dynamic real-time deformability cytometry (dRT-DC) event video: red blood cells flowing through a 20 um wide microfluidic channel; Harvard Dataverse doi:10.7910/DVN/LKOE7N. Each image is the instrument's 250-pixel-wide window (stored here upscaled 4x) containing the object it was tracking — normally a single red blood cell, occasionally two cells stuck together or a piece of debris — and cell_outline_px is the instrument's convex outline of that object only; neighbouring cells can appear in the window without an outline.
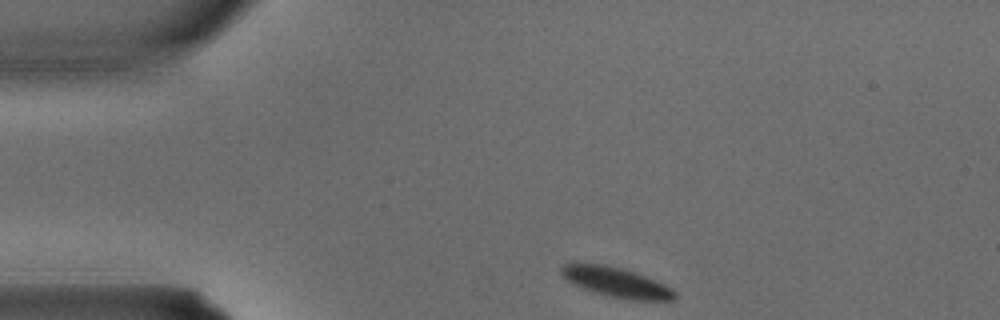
{"species": "common noctule bat (a hibernating species)", "species_latin": "Nyctalus noctula", "temperature_condition": "warm", "stored_images_in_passage": 3, "camera_frame_rate_fps": 3000, "um_per_image_px": 0.085, "animal": {"sex": "male", "body_mass_g": 15.6}, "frame": {"image": 1, "passage_image": 1, "time_ms": 0.0, "image_size_px": [1000, 320], "cell_outline_px": [[676, 300], [632, 300], [612, 296], [596, 292], [572, 284], [560, 272], [560, 268], [564, 264], [576, 260], [604, 264], [620, 268], [644, 276], [664, 284], [672, 288], [676, 292]], "centroid_in_image_um": [52.33, 23.95], "position_along_channel_um": 32.7, "area_um2": 19.77}}
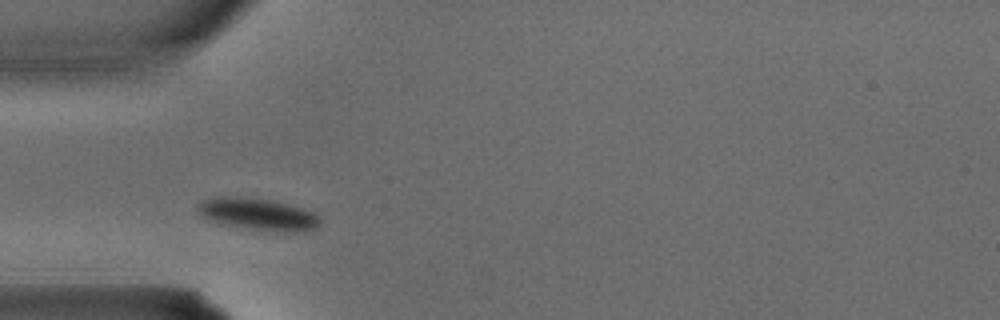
{"frame": {"image": 2, "passage_image": 2, "time_ms": 0.333, "image_size_px": [1000, 320], "cell_outline_px": [[320, 220], [312, 228], [296, 232], [276, 232], [224, 224], [200, 216], [196, 212], [196, 208], [200, 200], [216, 196], [240, 196], [268, 200], [288, 204], [312, 212]], "centroid_in_image_um": [21.8, 18.18], "position_along_channel_um": 63.2, "area_um2": 22.48}}
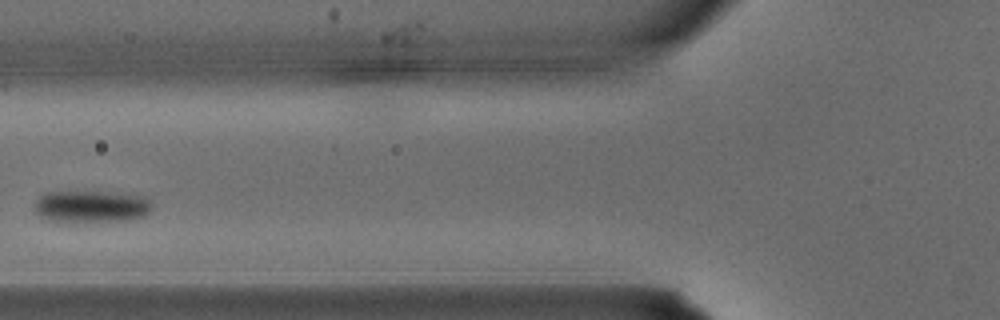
{"frame": {"image": 3, "passage_image": 3, "time_ms": 0.667, "image_size_px": [1000, 320], "cell_outline_px": [[152, 208], [144, 216], [136, 220], [100, 224], [76, 224], [48, 220], [40, 216], [36, 212], [36, 200], [44, 192], [100, 192], [144, 196], [152, 200]], "centroid_in_image_um": [7.81, 17.62], "position_along_channel_um": 118.0, "area_um2": 23.0}}